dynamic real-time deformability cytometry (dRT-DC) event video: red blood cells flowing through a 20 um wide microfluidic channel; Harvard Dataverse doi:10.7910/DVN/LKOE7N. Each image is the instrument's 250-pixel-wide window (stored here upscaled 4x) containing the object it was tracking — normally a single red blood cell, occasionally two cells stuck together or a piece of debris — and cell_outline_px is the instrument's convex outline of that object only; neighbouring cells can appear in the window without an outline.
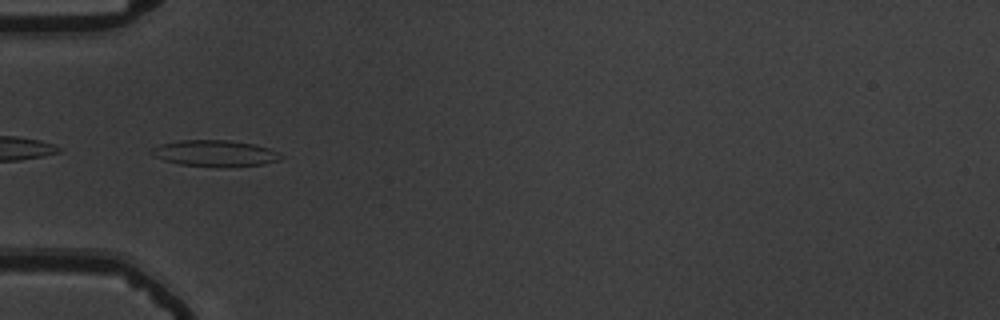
{"species": "common noctule bat (a hibernating species)", "species_latin": "Nyctalus noctula", "temperature_condition": "warm", "stored_images_in_passage": 45, "camera_frame_rate_fps": 3000, "um_per_image_px": 0.085, "animal": {"sex": "male", "body_mass_g": 19.5, "forearm_length_mm": 54.6}, "frame": {"image": 1, "passage_image": 9, "time_ms": 2.667, "image_size_px": [1000, 320], "cell_outline_px": [[284, 156], [280, 160], [264, 164], [224, 168], [180, 164], [164, 160], [152, 156], [148, 152], [152, 148], [160, 144], [180, 140], [228, 140], [252, 144], [268, 148], [280, 152]], "centroid_in_image_um": [18.27, 13.04], "position_along_channel_um": 66.7, "area_um2": 20.11}}
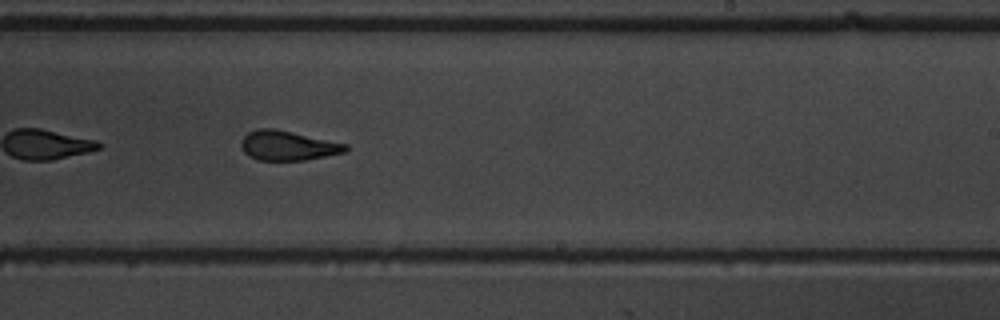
{"frame": {"image": 2, "passage_image": 25, "time_ms": 8.0, "image_size_px": [1000, 320], "cell_outline_px": [[348, 148], [344, 152], [304, 160], [256, 160], [248, 156], [244, 152], [240, 144], [244, 136], [248, 132], [260, 128], [276, 128], [348, 144]], "centroid_in_image_um": [24.44, 12.37], "position_along_channel_um": 264.6, "area_um2": 18.03}}
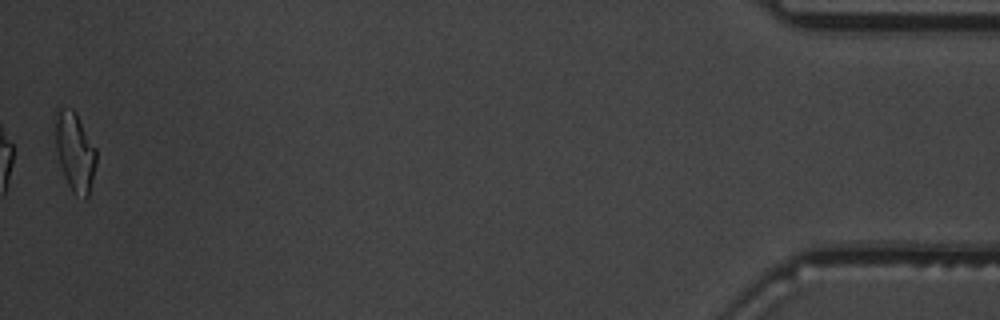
{"frame": {"image": 3, "passage_image": 45, "time_ms": 14.667, "image_size_px": [1000, 320], "cell_outline_px": [[96, 164], [88, 196], [84, 200], [72, 192], [64, 176], [60, 164], [56, 148], [56, 108], [72, 108], [76, 112], [96, 148]], "centroid_in_image_um": [6.38, 12.9], "position_along_channel_um": 428.8, "area_um2": 18.73}, "authors_computed_cell_mechanics": {"area_um2": 18.7272, "velocity_mm_per_s": 3.7406, "shape_relaxation_time_tau1_ms": 7.5623, "shape_relaxation_time_tau2_ms": 2.1415, "deformation_change_tau1": 0.1927, "deformation_change_tau2": 0.1169}}